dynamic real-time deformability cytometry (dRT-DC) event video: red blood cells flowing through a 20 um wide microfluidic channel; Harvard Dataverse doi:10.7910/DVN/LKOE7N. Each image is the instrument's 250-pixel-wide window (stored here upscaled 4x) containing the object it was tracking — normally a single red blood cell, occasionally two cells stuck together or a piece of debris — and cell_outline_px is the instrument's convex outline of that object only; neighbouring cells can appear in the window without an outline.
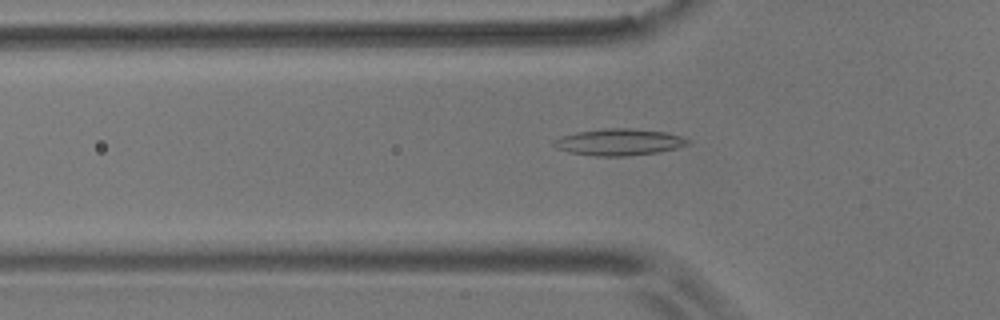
{"species": "common noctule bat (a hibernating species)", "species_latin": "Nyctalus noctula", "temperature_condition": "room temperature", "stored_images_in_passage": 35, "camera_frame_rate_fps": 3000, "um_per_image_px": 0.085, "animal": {"sex": "male", "body_mass_g": 17.9}, "frame": {"image": 1, "passage_image": 2, "time_ms": 0.333, "image_size_px": [1000, 320], "cell_outline_px": [[692, 140], [688, 144], [676, 148], [660, 152], [628, 156], [596, 156], [568, 152], [556, 148], [552, 144], [552, 140], [560, 136], [576, 132], [604, 128], [628, 128], [664, 132], [680, 136]], "centroid_in_image_um": [52.58, 12.08], "position_along_channel_um": 73.2, "area_um2": 20.92}}
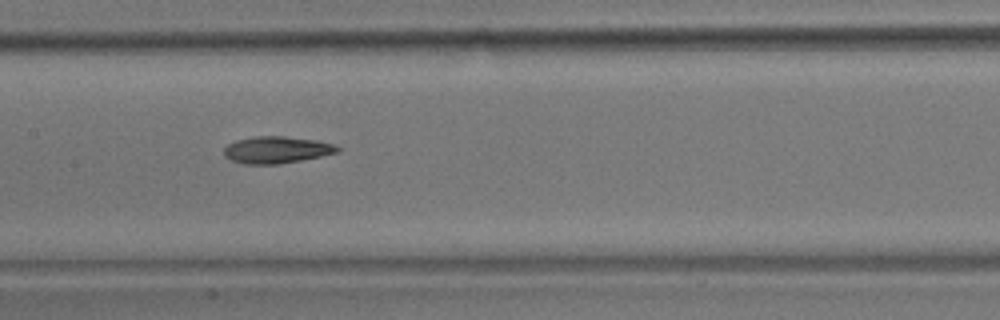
{"frame": {"image": 2, "passage_image": 11, "time_ms": 3.333, "image_size_px": [1000, 320], "cell_outline_px": [[340, 152], [280, 164], [244, 164], [232, 160], [224, 156], [224, 148], [228, 144], [236, 140], [256, 136], [284, 136], [316, 140], [332, 144], [340, 148]], "centroid_in_image_um": [23.5, 12.73], "position_along_channel_um": 183.9, "area_um2": 17.69}}
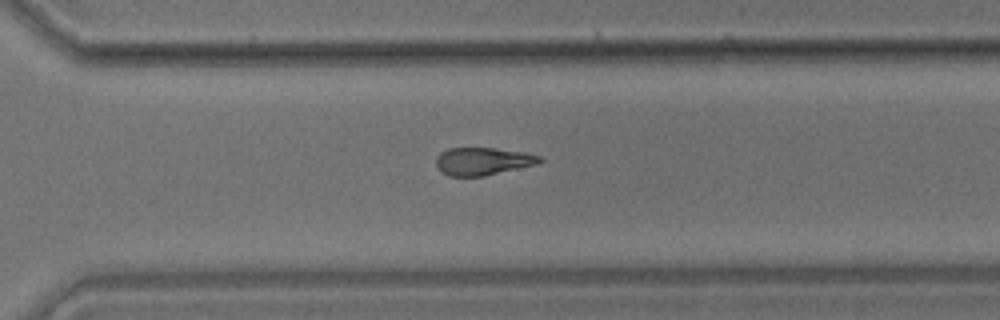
{"frame": {"image": 3, "passage_image": 23, "time_ms": 7.333, "image_size_px": [1000, 320], "cell_outline_px": [[544, 160], [540, 164], [484, 176], [448, 176], [440, 172], [436, 168], [436, 156], [440, 152], [448, 148], [492, 148], [524, 152], [540, 156]], "centroid_in_image_um": [41.03, 13.71], "position_along_channel_um": 329.6, "area_um2": 16.99}}